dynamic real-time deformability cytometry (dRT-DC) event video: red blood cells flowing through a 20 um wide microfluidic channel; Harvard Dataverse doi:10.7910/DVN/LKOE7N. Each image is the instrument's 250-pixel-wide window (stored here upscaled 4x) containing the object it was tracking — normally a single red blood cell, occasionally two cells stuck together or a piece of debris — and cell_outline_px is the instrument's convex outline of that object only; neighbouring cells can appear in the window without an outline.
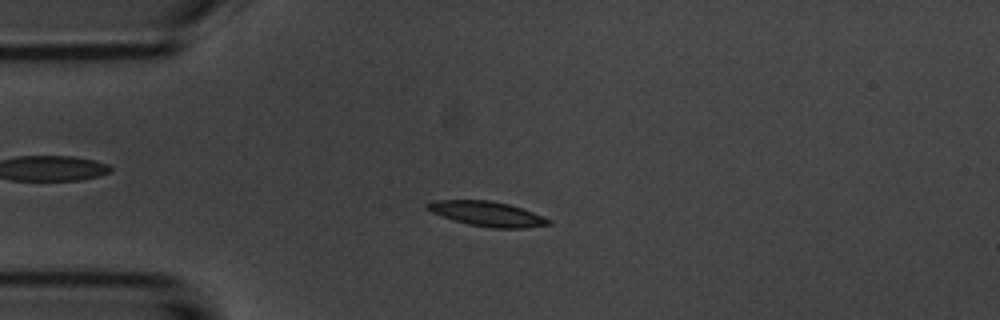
{"species": "common noctule bat (a hibernating species)", "species_latin": "Nyctalus noctula", "temperature_condition": "room temperature", "stored_images_in_passage": 54, "camera_frame_rate_fps": 3000, "um_per_image_px": 0.085, "animal": {"sex": "male", "body_mass_g": 20.1, "forearm_length_mm": 53.5}, "frame": {"image": 1, "passage_image": 13, "time_ms": 4.0, "image_size_px": [1000, 320], "cell_outline_px": [[552, 224], [528, 228], [492, 228], [468, 224], [452, 220], [432, 212], [424, 208], [424, 204], [432, 200], [488, 200], [508, 204], [532, 212], [552, 220]], "centroid_in_image_um": [41.38, 18.18], "position_along_channel_um": 43.6, "area_um2": 17.63}}
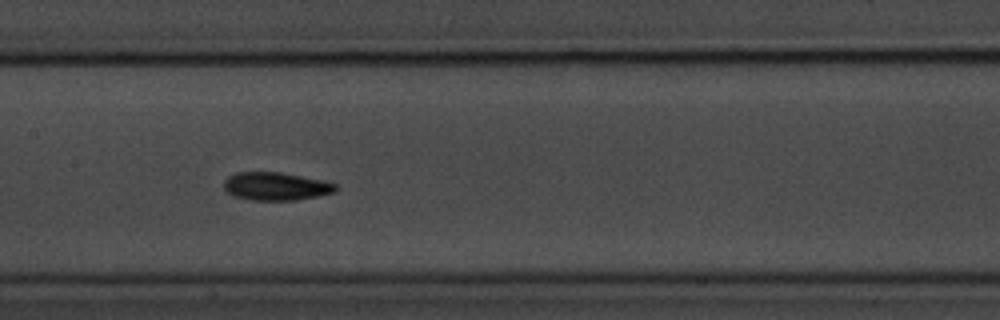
{"frame": {"image": 2, "passage_image": 26, "time_ms": 8.333, "image_size_px": [1000, 320], "cell_outline_px": [[336, 188], [332, 192], [316, 196], [296, 200], [252, 200], [232, 196], [224, 188], [224, 180], [228, 176], [236, 172], [280, 172], [324, 180], [336, 184]], "centroid_in_image_um": [23.4, 15.83], "position_along_channel_um": 184.0, "area_um2": 18.21}}
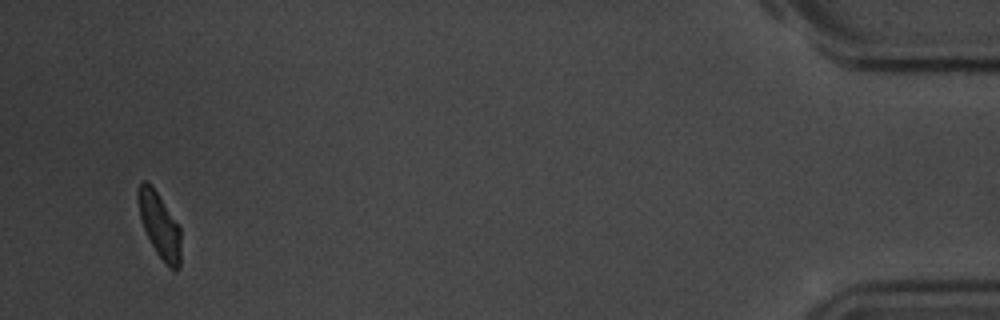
{"frame": {"image": 3, "passage_image": 52, "time_ms": 17.0, "image_size_px": [1000, 320], "cell_outline_px": [[180, 268], [176, 272], [168, 268], [164, 264], [156, 252], [144, 228], [140, 216], [136, 196], [136, 192], [140, 184], [144, 180], [148, 180], [152, 184], [180, 228]], "centroid_in_image_um": [13.55, 19.16], "position_along_channel_um": 421.6, "area_um2": 16.36}, "authors_computed_cell_mechanics": {"area_um2": 17.4556, "velocity_mm_per_s": 3.6668, "shape_relaxation_time_tau1_ms": 2.8445, "shape_relaxation_time_tau2_ms": 3.4573, "deformation_change_tau1": 0.1186, "deformation_change_tau2": 0.0932}}